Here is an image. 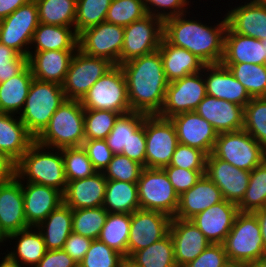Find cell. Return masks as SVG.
<instances>
[{
  "label": "cell",
  "mask_w": 266,
  "mask_h": 267,
  "mask_svg": "<svg viewBox=\"0 0 266 267\" xmlns=\"http://www.w3.org/2000/svg\"><path fill=\"white\" fill-rule=\"evenodd\" d=\"M120 67L126 79L131 111L158 115L169 84L159 50L129 60Z\"/></svg>",
  "instance_id": "1"
},
{
  "label": "cell",
  "mask_w": 266,
  "mask_h": 267,
  "mask_svg": "<svg viewBox=\"0 0 266 267\" xmlns=\"http://www.w3.org/2000/svg\"><path fill=\"white\" fill-rule=\"evenodd\" d=\"M180 14L163 21V38L172 45L184 48L206 65L222 62L224 35L227 28L226 16L218 24L209 26L199 20Z\"/></svg>",
  "instance_id": "2"
},
{
  "label": "cell",
  "mask_w": 266,
  "mask_h": 267,
  "mask_svg": "<svg viewBox=\"0 0 266 267\" xmlns=\"http://www.w3.org/2000/svg\"><path fill=\"white\" fill-rule=\"evenodd\" d=\"M16 177L23 182L27 179L26 182L55 188L63 194L67 179L62 149L52 150L34 141L16 162Z\"/></svg>",
  "instance_id": "3"
},
{
  "label": "cell",
  "mask_w": 266,
  "mask_h": 267,
  "mask_svg": "<svg viewBox=\"0 0 266 267\" xmlns=\"http://www.w3.org/2000/svg\"><path fill=\"white\" fill-rule=\"evenodd\" d=\"M84 110L80 100L66 99L35 141L52 149L82 146L85 141Z\"/></svg>",
  "instance_id": "4"
},
{
  "label": "cell",
  "mask_w": 266,
  "mask_h": 267,
  "mask_svg": "<svg viewBox=\"0 0 266 267\" xmlns=\"http://www.w3.org/2000/svg\"><path fill=\"white\" fill-rule=\"evenodd\" d=\"M65 101L66 97L61 85L33 78L19 118L27 131L36 138Z\"/></svg>",
  "instance_id": "5"
},
{
  "label": "cell",
  "mask_w": 266,
  "mask_h": 267,
  "mask_svg": "<svg viewBox=\"0 0 266 267\" xmlns=\"http://www.w3.org/2000/svg\"><path fill=\"white\" fill-rule=\"evenodd\" d=\"M228 261L254 263L266 255L260 226L252 212H239L222 243Z\"/></svg>",
  "instance_id": "6"
},
{
  "label": "cell",
  "mask_w": 266,
  "mask_h": 267,
  "mask_svg": "<svg viewBox=\"0 0 266 267\" xmlns=\"http://www.w3.org/2000/svg\"><path fill=\"white\" fill-rule=\"evenodd\" d=\"M80 102L85 110H110L121 115L131 112L126 79L120 65H114L99 78Z\"/></svg>",
  "instance_id": "7"
},
{
  "label": "cell",
  "mask_w": 266,
  "mask_h": 267,
  "mask_svg": "<svg viewBox=\"0 0 266 267\" xmlns=\"http://www.w3.org/2000/svg\"><path fill=\"white\" fill-rule=\"evenodd\" d=\"M212 154L246 171L266 160V149L244 129L219 133Z\"/></svg>",
  "instance_id": "8"
},
{
  "label": "cell",
  "mask_w": 266,
  "mask_h": 267,
  "mask_svg": "<svg viewBox=\"0 0 266 267\" xmlns=\"http://www.w3.org/2000/svg\"><path fill=\"white\" fill-rule=\"evenodd\" d=\"M140 209L164 213L174 218L179 195L162 168H143L137 182Z\"/></svg>",
  "instance_id": "9"
},
{
  "label": "cell",
  "mask_w": 266,
  "mask_h": 267,
  "mask_svg": "<svg viewBox=\"0 0 266 267\" xmlns=\"http://www.w3.org/2000/svg\"><path fill=\"white\" fill-rule=\"evenodd\" d=\"M113 66L108 59L91 57L77 49L61 85L66 99L81 100Z\"/></svg>",
  "instance_id": "10"
},
{
  "label": "cell",
  "mask_w": 266,
  "mask_h": 267,
  "mask_svg": "<svg viewBox=\"0 0 266 267\" xmlns=\"http://www.w3.org/2000/svg\"><path fill=\"white\" fill-rule=\"evenodd\" d=\"M144 127L146 138L145 168L168 166L178 145L173 123L170 119L158 115H146Z\"/></svg>",
  "instance_id": "11"
},
{
  "label": "cell",
  "mask_w": 266,
  "mask_h": 267,
  "mask_svg": "<svg viewBox=\"0 0 266 267\" xmlns=\"http://www.w3.org/2000/svg\"><path fill=\"white\" fill-rule=\"evenodd\" d=\"M39 24L38 7L35 0H31L0 21V43L28 57Z\"/></svg>",
  "instance_id": "12"
},
{
  "label": "cell",
  "mask_w": 266,
  "mask_h": 267,
  "mask_svg": "<svg viewBox=\"0 0 266 267\" xmlns=\"http://www.w3.org/2000/svg\"><path fill=\"white\" fill-rule=\"evenodd\" d=\"M163 38V21L150 14L124 27L119 65L159 49Z\"/></svg>",
  "instance_id": "13"
},
{
  "label": "cell",
  "mask_w": 266,
  "mask_h": 267,
  "mask_svg": "<svg viewBox=\"0 0 266 267\" xmlns=\"http://www.w3.org/2000/svg\"><path fill=\"white\" fill-rule=\"evenodd\" d=\"M206 95L203 70L170 82L158 116L169 119L180 113L195 111Z\"/></svg>",
  "instance_id": "14"
},
{
  "label": "cell",
  "mask_w": 266,
  "mask_h": 267,
  "mask_svg": "<svg viewBox=\"0 0 266 267\" xmlns=\"http://www.w3.org/2000/svg\"><path fill=\"white\" fill-rule=\"evenodd\" d=\"M124 40V27L102 22L78 34V49L91 57L108 59L119 65Z\"/></svg>",
  "instance_id": "15"
},
{
  "label": "cell",
  "mask_w": 266,
  "mask_h": 267,
  "mask_svg": "<svg viewBox=\"0 0 266 267\" xmlns=\"http://www.w3.org/2000/svg\"><path fill=\"white\" fill-rule=\"evenodd\" d=\"M171 220L170 216L158 211L137 209L131 213L127 257L164 238L169 233Z\"/></svg>",
  "instance_id": "16"
},
{
  "label": "cell",
  "mask_w": 266,
  "mask_h": 267,
  "mask_svg": "<svg viewBox=\"0 0 266 267\" xmlns=\"http://www.w3.org/2000/svg\"><path fill=\"white\" fill-rule=\"evenodd\" d=\"M205 174L219 187L223 199L235 204L242 200L248 187L250 171L239 169L211 153L207 155Z\"/></svg>",
  "instance_id": "17"
},
{
  "label": "cell",
  "mask_w": 266,
  "mask_h": 267,
  "mask_svg": "<svg viewBox=\"0 0 266 267\" xmlns=\"http://www.w3.org/2000/svg\"><path fill=\"white\" fill-rule=\"evenodd\" d=\"M169 234L178 267H184L195 260L211 244L190 219L172 218Z\"/></svg>",
  "instance_id": "18"
},
{
  "label": "cell",
  "mask_w": 266,
  "mask_h": 267,
  "mask_svg": "<svg viewBox=\"0 0 266 267\" xmlns=\"http://www.w3.org/2000/svg\"><path fill=\"white\" fill-rule=\"evenodd\" d=\"M173 123L178 143L198 148L211 154L218 137L214 127L195 111L177 114L169 118Z\"/></svg>",
  "instance_id": "19"
},
{
  "label": "cell",
  "mask_w": 266,
  "mask_h": 267,
  "mask_svg": "<svg viewBox=\"0 0 266 267\" xmlns=\"http://www.w3.org/2000/svg\"><path fill=\"white\" fill-rule=\"evenodd\" d=\"M239 213L237 204L225 199L196 214L190 220L214 244H222Z\"/></svg>",
  "instance_id": "20"
},
{
  "label": "cell",
  "mask_w": 266,
  "mask_h": 267,
  "mask_svg": "<svg viewBox=\"0 0 266 267\" xmlns=\"http://www.w3.org/2000/svg\"><path fill=\"white\" fill-rule=\"evenodd\" d=\"M203 73L207 95L235 103L243 108L252 99L244 86L222 63L205 65Z\"/></svg>",
  "instance_id": "21"
},
{
  "label": "cell",
  "mask_w": 266,
  "mask_h": 267,
  "mask_svg": "<svg viewBox=\"0 0 266 267\" xmlns=\"http://www.w3.org/2000/svg\"><path fill=\"white\" fill-rule=\"evenodd\" d=\"M22 181L24 214L29 227L36 228L63 203L62 193L52 187Z\"/></svg>",
  "instance_id": "22"
},
{
  "label": "cell",
  "mask_w": 266,
  "mask_h": 267,
  "mask_svg": "<svg viewBox=\"0 0 266 267\" xmlns=\"http://www.w3.org/2000/svg\"><path fill=\"white\" fill-rule=\"evenodd\" d=\"M195 112L208 121L218 134L243 129L244 108L235 103L206 95Z\"/></svg>",
  "instance_id": "23"
},
{
  "label": "cell",
  "mask_w": 266,
  "mask_h": 267,
  "mask_svg": "<svg viewBox=\"0 0 266 267\" xmlns=\"http://www.w3.org/2000/svg\"><path fill=\"white\" fill-rule=\"evenodd\" d=\"M107 179L103 172L93 176L68 181L63 195V203L72 210L103 206Z\"/></svg>",
  "instance_id": "24"
},
{
  "label": "cell",
  "mask_w": 266,
  "mask_h": 267,
  "mask_svg": "<svg viewBox=\"0 0 266 267\" xmlns=\"http://www.w3.org/2000/svg\"><path fill=\"white\" fill-rule=\"evenodd\" d=\"M0 227L7 236L29 228L24 214L22 181L17 177L0 184Z\"/></svg>",
  "instance_id": "25"
},
{
  "label": "cell",
  "mask_w": 266,
  "mask_h": 267,
  "mask_svg": "<svg viewBox=\"0 0 266 267\" xmlns=\"http://www.w3.org/2000/svg\"><path fill=\"white\" fill-rule=\"evenodd\" d=\"M222 64L266 65V38L258 40L234 33L228 26L224 35Z\"/></svg>",
  "instance_id": "26"
},
{
  "label": "cell",
  "mask_w": 266,
  "mask_h": 267,
  "mask_svg": "<svg viewBox=\"0 0 266 267\" xmlns=\"http://www.w3.org/2000/svg\"><path fill=\"white\" fill-rule=\"evenodd\" d=\"M76 50L28 52V65L35 79L62 85Z\"/></svg>",
  "instance_id": "27"
},
{
  "label": "cell",
  "mask_w": 266,
  "mask_h": 267,
  "mask_svg": "<svg viewBox=\"0 0 266 267\" xmlns=\"http://www.w3.org/2000/svg\"><path fill=\"white\" fill-rule=\"evenodd\" d=\"M223 200L219 187L204 174L194 186L179 196V205L174 218L191 219Z\"/></svg>",
  "instance_id": "28"
},
{
  "label": "cell",
  "mask_w": 266,
  "mask_h": 267,
  "mask_svg": "<svg viewBox=\"0 0 266 267\" xmlns=\"http://www.w3.org/2000/svg\"><path fill=\"white\" fill-rule=\"evenodd\" d=\"M236 7L225 15L227 26L234 33L258 40L266 38V5L245 2Z\"/></svg>",
  "instance_id": "29"
},
{
  "label": "cell",
  "mask_w": 266,
  "mask_h": 267,
  "mask_svg": "<svg viewBox=\"0 0 266 267\" xmlns=\"http://www.w3.org/2000/svg\"><path fill=\"white\" fill-rule=\"evenodd\" d=\"M163 69L168 82L181 79L187 75L201 72L205 63L190 51L169 44L162 38L159 47Z\"/></svg>",
  "instance_id": "30"
},
{
  "label": "cell",
  "mask_w": 266,
  "mask_h": 267,
  "mask_svg": "<svg viewBox=\"0 0 266 267\" xmlns=\"http://www.w3.org/2000/svg\"><path fill=\"white\" fill-rule=\"evenodd\" d=\"M34 141L19 116L0 112V151L17 162Z\"/></svg>",
  "instance_id": "31"
},
{
  "label": "cell",
  "mask_w": 266,
  "mask_h": 267,
  "mask_svg": "<svg viewBox=\"0 0 266 267\" xmlns=\"http://www.w3.org/2000/svg\"><path fill=\"white\" fill-rule=\"evenodd\" d=\"M36 228L41 232L47 250L63 249L72 233V209L60 204Z\"/></svg>",
  "instance_id": "32"
},
{
  "label": "cell",
  "mask_w": 266,
  "mask_h": 267,
  "mask_svg": "<svg viewBox=\"0 0 266 267\" xmlns=\"http://www.w3.org/2000/svg\"><path fill=\"white\" fill-rule=\"evenodd\" d=\"M31 45L34 51L29 52L77 50L78 35L72 27L40 23L34 31Z\"/></svg>",
  "instance_id": "33"
},
{
  "label": "cell",
  "mask_w": 266,
  "mask_h": 267,
  "mask_svg": "<svg viewBox=\"0 0 266 267\" xmlns=\"http://www.w3.org/2000/svg\"><path fill=\"white\" fill-rule=\"evenodd\" d=\"M30 66L27 65L19 74L0 83V112L20 114L33 80Z\"/></svg>",
  "instance_id": "34"
},
{
  "label": "cell",
  "mask_w": 266,
  "mask_h": 267,
  "mask_svg": "<svg viewBox=\"0 0 266 267\" xmlns=\"http://www.w3.org/2000/svg\"><path fill=\"white\" fill-rule=\"evenodd\" d=\"M33 228L29 227L8 235V240H17L14 250H11L8 255L23 267H26L25 264L34 267L47 252L41 232Z\"/></svg>",
  "instance_id": "35"
},
{
  "label": "cell",
  "mask_w": 266,
  "mask_h": 267,
  "mask_svg": "<svg viewBox=\"0 0 266 267\" xmlns=\"http://www.w3.org/2000/svg\"><path fill=\"white\" fill-rule=\"evenodd\" d=\"M103 208L108 213L126 214L140 209L137 183L107 180Z\"/></svg>",
  "instance_id": "36"
},
{
  "label": "cell",
  "mask_w": 266,
  "mask_h": 267,
  "mask_svg": "<svg viewBox=\"0 0 266 267\" xmlns=\"http://www.w3.org/2000/svg\"><path fill=\"white\" fill-rule=\"evenodd\" d=\"M130 226L131 214L108 213L98 240L127 257Z\"/></svg>",
  "instance_id": "37"
},
{
  "label": "cell",
  "mask_w": 266,
  "mask_h": 267,
  "mask_svg": "<svg viewBox=\"0 0 266 267\" xmlns=\"http://www.w3.org/2000/svg\"><path fill=\"white\" fill-rule=\"evenodd\" d=\"M130 259L139 267H178L174 257L173 241L169 233L147 248L136 251Z\"/></svg>",
  "instance_id": "38"
},
{
  "label": "cell",
  "mask_w": 266,
  "mask_h": 267,
  "mask_svg": "<svg viewBox=\"0 0 266 267\" xmlns=\"http://www.w3.org/2000/svg\"><path fill=\"white\" fill-rule=\"evenodd\" d=\"M35 2L40 23L74 29L77 0H35Z\"/></svg>",
  "instance_id": "39"
},
{
  "label": "cell",
  "mask_w": 266,
  "mask_h": 267,
  "mask_svg": "<svg viewBox=\"0 0 266 267\" xmlns=\"http://www.w3.org/2000/svg\"><path fill=\"white\" fill-rule=\"evenodd\" d=\"M145 116L144 113L131 111L118 117L105 138L107 146L114 154H121L123 148H127L132 134L144 123Z\"/></svg>",
  "instance_id": "40"
},
{
  "label": "cell",
  "mask_w": 266,
  "mask_h": 267,
  "mask_svg": "<svg viewBox=\"0 0 266 267\" xmlns=\"http://www.w3.org/2000/svg\"><path fill=\"white\" fill-rule=\"evenodd\" d=\"M244 86L251 98L266 97V65L223 64Z\"/></svg>",
  "instance_id": "41"
},
{
  "label": "cell",
  "mask_w": 266,
  "mask_h": 267,
  "mask_svg": "<svg viewBox=\"0 0 266 267\" xmlns=\"http://www.w3.org/2000/svg\"><path fill=\"white\" fill-rule=\"evenodd\" d=\"M237 206L239 212L252 213L266 206V160L250 171L248 187Z\"/></svg>",
  "instance_id": "42"
},
{
  "label": "cell",
  "mask_w": 266,
  "mask_h": 267,
  "mask_svg": "<svg viewBox=\"0 0 266 267\" xmlns=\"http://www.w3.org/2000/svg\"><path fill=\"white\" fill-rule=\"evenodd\" d=\"M107 216L103 206L72 210V232L97 240Z\"/></svg>",
  "instance_id": "43"
},
{
  "label": "cell",
  "mask_w": 266,
  "mask_h": 267,
  "mask_svg": "<svg viewBox=\"0 0 266 267\" xmlns=\"http://www.w3.org/2000/svg\"><path fill=\"white\" fill-rule=\"evenodd\" d=\"M111 3L112 0H77L74 24L76 34L104 22Z\"/></svg>",
  "instance_id": "44"
},
{
  "label": "cell",
  "mask_w": 266,
  "mask_h": 267,
  "mask_svg": "<svg viewBox=\"0 0 266 267\" xmlns=\"http://www.w3.org/2000/svg\"><path fill=\"white\" fill-rule=\"evenodd\" d=\"M243 129L266 149V97L252 98L244 107Z\"/></svg>",
  "instance_id": "45"
},
{
  "label": "cell",
  "mask_w": 266,
  "mask_h": 267,
  "mask_svg": "<svg viewBox=\"0 0 266 267\" xmlns=\"http://www.w3.org/2000/svg\"><path fill=\"white\" fill-rule=\"evenodd\" d=\"M62 156L67 182L87 178L97 172L82 146L63 148Z\"/></svg>",
  "instance_id": "46"
},
{
  "label": "cell",
  "mask_w": 266,
  "mask_h": 267,
  "mask_svg": "<svg viewBox=\"0 0 266 267\" xmlns=\"http://www.w3.org/2000/svg\"><path fill=\"white\" fill-rule=\"evenodd\" d=\"M120 115L110 110H84L85 140H105Z\"/></svg>",
  "instance_id": "47"
},
{
  "label": "cell",
  "mask_w": 266,
  "mask_h": 267,
  "mask_svg": "<svg viewBox=\"0 0 266 267\" xmlns=\"http://www.w3.org/2000/svg\"><path fill=\"white\" fill-rule=\"evenodd\" d=\"M145 15L143 0H112L105 21L125 27Z\"/></svg>",
  "instance_id": "48"
},
{
  "label": "cell",
  "mask_w": 266,
  "mask_h": 267,
  "mask_svg": "<svg viewBox=\"0 0 266 267\" xmlns=\"http://www.w3.org/2000/svg\"><path fill=\"white\" fill-rule=\"evenodd\" d=\"M124 258L100 240H93L78 267H119Z\"/></svg>",
  "instance_id": "49"
},
{
  "label": "cell",
  "mask_w": 266,
  "mask_h": 267,
  "mask_svg": "<svg viewBox=\"0 0 266 267\" xmlns=\"http://www.w3.org/2000/svg\"><path fill=\"white\" fill-rule=\"evenodd\" d=\"M143 166L122 154H114L103 174L107 180L137 183Z\"/></svg>",
  "instance_id": "50"
},
{
  "label": "cell",
  "mask_w": 266,
  "mask_h": 267,
  "mask_svg": "<svg viewBox=\"0 0 266 267\" xmlns=\"http://www.w3.org/2000/svg\"><path fill=\"white\" fill-rule=\"evenodd\" d=\"M207 154L194 147L178 143L168 166L187 170H206Z\"/></svg>",
  "instance_id": "51"
},
{
  "label": "cell",
  "mask_w": 266,
  "mask_h": 267,
  "mask_svg": "<svg viewBox=\"0 0 266 267\" xmlns=\"http://www.w3.org/2000/svg\"><path fill=\"white\" fill-rule=\"evenodd\" d=\"M27 65V56L0 43V83L19 74Z\"/></svg>",
  "instance_id": "52"
},
{
  "label": "cell",
  "mask_w": 266,
  "mask_h": 267,
  "mask_svg": "<svg viewBox=\"0 0 266 267\" xmlns=\"http://www.w3.org/2000/svg\"><path fill=\"white\" fill-rule=\"evenodd\" d=\"M147 14L160 18L162 21L188 13L189 0H143ZM156 7V8H155ZM168 11H166V10ZM162 10V11H161Z\"/></svg>",
  "instance_id": "53"
},
{
  "label": "cell",
  "mask_w": 266,
  "mask_h": 267,
  "mask_svg": "<svg viewBox=\"0 0 266 267\" xmlns=\"http://www.w3.org/2000/svg\"><path fill=\"white\" fill-rule=\"evenodd\" d=\"M162 169L179 196L194 186L206 172V170H187L174 166H165Z\"/></svg>",
  "instance_id": "54"
},
{
  "label": "cell",
  "mask_w": 266,
  "mask_h": 267,
  "mask_svg": "<svg viewBox=\"0 0 266 267\" xmlns=\"http://www.w3.org/2000/svg\"><path fill=\"white\" fill-rule=\"evenodd\" d=\"M82 147L97 172H103L114 156L104 139L85 140Z\"/></svg>",
  "instance_id": "55"
},
{
  "label": "cell",
  "mask_w": 266,
  "mask_h": 267,
  "mask_svg": "<svg viewBox=\"0 0 266 267\" xmlns=\"http://www.w3.org/2000/svg\"><path fill=\"white\" fill-rule=\"evenodd\" d=\"M228 262L223 244L211 243L195 260L184 267H225Z\"/></svg>",
  "instance_id": "56"
},
{
  "label": "cell",
  "mask_w": 266,
  "mask_h": 267,
  "mask_svg": "<svg viewBox=\"0 0 266 267\" xmlns=\"http://www.w3.org/2000/svg\"><path fill=\"white\" fill-rule=\"evenodd\" d=\"M145 167L146 138L144 123L132 134L127 148L121 153Z\"/></svg>",
  "instance_id": "57"
},
{
  "label": "cell",
  "mask_w": 266,
  "mask_h": 267,
  "mask_svg": "<svg viewBox=\"0 0 266 267\" xmlns=\"http://www.w3.org/2000/svg\"><path fill=\"white\" fill-rule=\"evenodd\" d=\"M92 239L84 237L80 234L72 232L67 240L65 241L63 250L74 260L79 264L86 252L88 251Z\"/></svg>",
  "instance_id": "58"
},
{
  "label": "cell",
  "mask_w": 266,
  "mask_h": 267,
  "mask_svg": "<svg viewBox=\"0 0 266 267\" xmlns=\"http://www.w3.org/2000/svg\"><path fill=\"white\" fill-rule=\"evenodd\" d=\"M34 267H78V264L63 249H60L47 250Z\"/></svg>",
  "instance_id": "59"
},
{
  "label": "cell",
  "mask_w": 266,
  "mask_h": 267,
  "mask_svg": "<svg viewBox=\"0 0 266 267\" xmlns=\"http://www.w3.org/2000/svg\"><path fill=\"white\" fill-rule=\"evenodd\" d=\"M16 177V162L0 151V184L7 183Z\"/></svg>",
  "instance_id": "60"
},
{
  "label": "cell",
  "mask_w": 266,
  "mask_h": 267,
  "mask_svg": "<svg viewBox=\"0 0 266 267\" xmlns=\"http://www.w3.org/2000/svg\"><path fill=\"white\" fill-rule=\"evenodd\" d=\"M31 0H0V21Z\"/></svg>",
  "instance_id": "61"
},
{
  "label": "cell",
  "mask_w": 266,
  "mask_h": 267,
  "mask_svg": "<svg viewBox=\"0 0 266 267\" xmlns=\"http://www.w3.org/2000/svg\"><path fill=\"white\" fill-rule=\"evenodd\" d=\"M253 213L257 217V221L260 226V232L262 236L264 249L266 251V206L254 211Z\"/></svg>",
  "instance_id": "62"
},
{
  "label": "cell",
  "mask_w": 266,
  "mask_h": 267,
  "mask_svg": "<svg viewBox=\"0 0 266 267\" xmlns=\"http://www.w3.org/2000/svg\"><path fill=\"white\" fill-rule=\"evenodd\" d=\"M0 267H22L18 261L12 259L8 254H6L0 262Z\"/></svg>",
  "instance_id": "63"
},
{
  "label": "cell",
  "mask_w": 266,
  "mask_h": 267,
  "mask_svg": "<svg viewBox=\"0 0 266 267\" xmlns=\"http://www.w3.org/2000/svg\"><path fill=\"white\" fill-rule=\"evenodd\" d=\"M119 267H139V266L129 257H124L120 262Z\"/></svg>",
  "instance_id": "64"
},
{
  "label": "cell",
  "mask_w": 266,
  "mask_h": 267,
  "mask_svg": "<svg viewBox=\"0 0 266 267\" xmlns=\"http://www.w3.org/2000/svg\"><path fill=\"white\" fill-rule=\"evenodd\" d=\"M225 267H251V264L244 263V262H231L229 261Z\"/></svg>",
  "instance_id": "65"
},
{
  "label": "cell",
  "mask_w": 266,
  "mask_h": 267,
  "mask_svg": "<svg viewBox=\"0 0 266 267\" xmlns=\"http://www.w3.org/2000/svg\"><path fill=\"white\" fill-rule=\"evenodd\" d=\"M251 267H266V255L252 263Z\"/></svg>",
  "instance_id": "66"
},
{
  "label": "cell",
  "mask_w": 266,
  "mask_h": 267,
  "mask_svg": "<svg viewBox=\"0 0 266 267\" xmlns=\"http://www.w3.org/2000/svg\"><path fill=\"white\" fill-rule=\"evenodd\" d=\"M7 239H8V236L5 234V232L0 227V243H5L4 241H6Z\"/></svg>",
  "instance_id": "67"
},
{
  "label": "cell",
  "mask_w": 266,
  "mask_h": 267,
  "mask_svg": "<svg viewBox=\"0 0 266 267\" xmlns=\"http://www.w3.org/2000/svg\"><path fill=\"white\" fill-rule=\"evenodd\" d=\"M250 3L266 5V0H250Z\"/></svg>",
  "instance_id": "68"
}]
</instances>
